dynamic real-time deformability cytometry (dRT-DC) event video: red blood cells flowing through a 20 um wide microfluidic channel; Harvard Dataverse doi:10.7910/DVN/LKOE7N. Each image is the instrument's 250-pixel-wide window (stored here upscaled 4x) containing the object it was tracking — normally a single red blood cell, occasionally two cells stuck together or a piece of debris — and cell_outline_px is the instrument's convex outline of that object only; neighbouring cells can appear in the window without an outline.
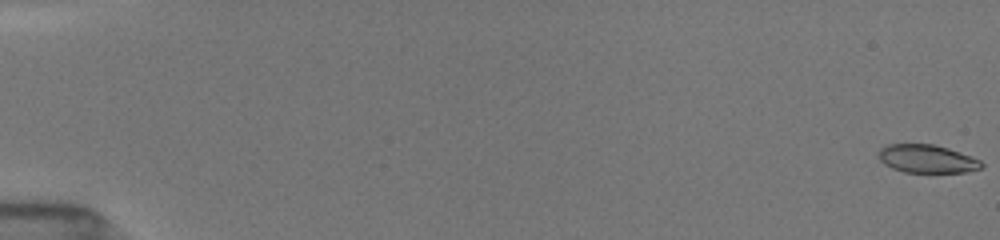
{"species": "common noctule bat (a hibernating species)", "species_latin": "Nyctalus noctula", "temperature_condition": "room temperature", "stored_images_in_passage": 12, "camera_frame_rate_fps": 3000, "um_per_image_px": 0.085, "animal": {"sex": "female", "body_mass_g": 19.5, "forearm_length_mm": 54.1}, "frame": {"image": 1, "passage_image": 1, "time_ms": 0.0, "image_size_px": [1000, 240], "cell_outline_px": [[984, 164], [980, 168], [964, 172], [904, 172], [892, 168], [884, 164], [880, 160], [876, 152], [880, 148], [888, 144], [932, 144], [948, 148], [972, 156], [980, 160]], "centroid_in_image_um": [78.76, 13.49], "position_along_channel_um": 6.2, "area_um2": 16.94}}
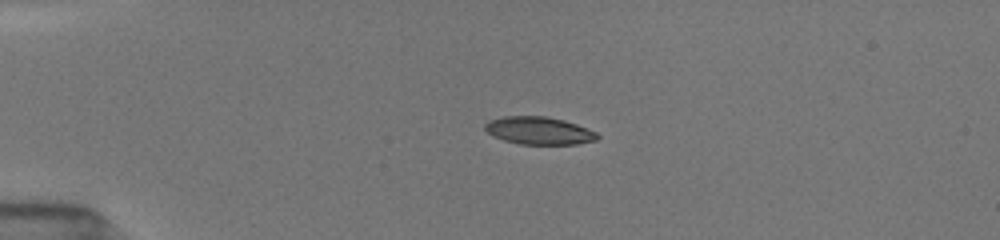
{"frame": {"image": 2, "passage_image": 8, "time_ms": 4.333, "image_size_px": [1000, 240], "cell_outline_px": [[600, 136], [596, 140], [576, 144], [520, 144], [504, 140], [492, 136], [484, 128], [484, 124], [488, 120], [504, 116], [548, 116], [564, 120], [576, 124], [596, 132]], "centroid_in_image_um": [45.79, 11.1], "position_along_channel_um": 39.2, "area_um2": 18.15}}
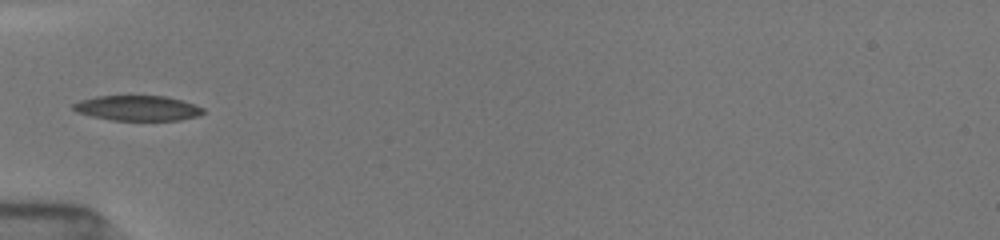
{"frame": {"image": 3, "passage_image": 11, "time_ms": 6.333, "image_size_px": [1000, 240], "cell_outline_px": [[204, 112], [200, 116], [180, 120], [112, 120], [92, 116], [76, 112], [72, 108], [72, 104], [80, 100], [96, 96], [164, 96], [180, 100], [204, 108]], "centroid_in_image_um": [11.68, 9.19], "position_along_channel_um": 73.3, "area_um2": 18.96}}